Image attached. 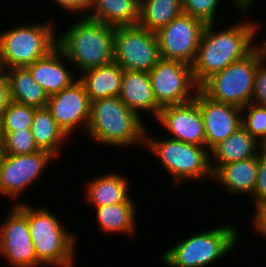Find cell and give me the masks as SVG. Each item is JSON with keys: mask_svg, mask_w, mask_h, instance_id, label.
Instances as JSON below:
<instances>
[{"mask_svg": "<svg viewBox=\"0 0 266 267\" xmlns=\"http://www.w3.org/2000/svg\"><path fill=\"white\" fill-rule=\"evenodd\" d=\"M258 174V156L218 166L212 172V179L223 184L233 193L251 196L255 189Z\"/></svg>", "mask_w": 266, "mask_h": 267, "instance_id": "cell-19", "label": "cell"}, {"mask_svg": "<svg viewBox=\"0 0 266 267\" xmlns=\"http://www.w3.org/2000/svg\"><path fill=\"white\" fill-rule=\"evenodd\" d=\"M27 216L30 235L37 260L51 267H73L76 236L68 233L56 215L50 210L33 208L28 203H16Z\"/></svg>", "mask_w": 266, "mask_h": 267, "instance_id": "cell-4", "label": "cell"}, {"mask_svg": "<svg viewBox=\"0 0 266 267\" xmlns=\"http://www.w3.org/2000/svg\"><path fill=\"white\" fill-rule=\"evenodd\" d=\"M63 10L70 14L84 13V17L89 16L91 0H55ZM85 11V12H84ZM87 13V14H86ZM86 14V15H85Z\"/></svg>", "mask_w": 266, "mask_h": 267, "instance_id": "cell-34", "label": "cell"}, {"mask_svg": "<svg viewBox=\"0 0 266 267\" xmlns=\"http://www.w3.org/2000/svg\"><path fill=\"white\" fill-rule=\"evenodd\" d=\"M139 0H91L89 18L113 27L139 22Z\"/></svg>", "mask_w": 266, "mask_h": 267, "instance_id": "cell-23", "label": "cell"}, {"mask_svg": "<svg viewBox=\"0 0 266 267\" xmlns=\"http://www.w3.org/2000/svg\"><path fill=\"white\" fill-rule=\"evenodd\" d=\"M252 221L254 224L253 228L258 231L257 233H260L262 236L266 237V200H264L255 208Z\"/></svg>", "mask_w": 266, "mask_h": 267, "instance_id": "cell-35", "label": "cell"}, {"mask_svg": "<svg viewBox=\"0 0 266 267\" xmlns=\"http://www.w3.org/2000/svg\"><path fill=\"white\" fill-rule=\"evenodd\" d=\"M221 0H182L183 14L203 21L206 25L214 23ZM219 3V4H218Z\"/></svg>", "mask_w": 266, "mask_h": 267, "instance_id": "cell-31", "label": "cell"}, {"mask_svg": "<svg viewBox=\"0 0 266 267\" xmlns=\"http://www.w3.org/2000/svg\"><path fill=\"white\" fill-rule=\"evenodd\" d=\"M263 148L242 126L210 151V157L214 158L210 159L211 170L213 172L220 165L256 157Z\"/></svg>", "mask_w": 266, "mask_h": 267, "instance_id": "cell-20", "label": "cell"}, {"mask_svg": "<svg viewBox=\"0 0 266 267\" xmlns=\"http://www.w3.org/2000/svg\"><path fill=\"white\" fill-rule=\"evenodd\" d=\"M10 89L9 80L5 72L0 73V119L2 113L6 109L7 105L10 103Z\"/></svg>", "mask_w": 266, "mask_h": 267, "instance_id": "cell-36", "label": "cell"}, {"mask_svg": "<svg viewBox=\"0 0 266 267\" xmlns=\"http://www.w3.org/2000/svg\"><path fill=\"white\" fill-rule=\"evenodd\" d=\"M161 59L156 33L139 24L115 27L113 61L123 70L149 73Z\"/></svg>", "mask_w": 266, "mask_h": 267, "instance_id": "cell-9", "label": "cell"}, {"mask_svg": "<svg viewBox=\"0 0 266 267\" xmlns=\"http://www.w3.org/2000/svg\"><path fill=\"white\" fill-rule=\"evenodd\" d=\"M258 49L208 78L199 89L210 99L239 108L252 103Z\"/></svg>", "mask_w": 266, "mask_h": 267, "instance_id": "cell-8", "label": "cell"}, {"mask_svg": "<svg viewBox=\"0 0 266 267\" xmlns=\"http://www.w3.org/2000/svg\"><path fill=\"white\" fill-rule=\"evenodd\" d=\"M244 114L246 117L243 116ZM242 126L264 146L266 144V107L254 103L245 105L242 108Z\"/></svg>", "mask_w": 266, "mask_h": 267, "instance_id": "cell-30", "label": "cell"}, {"mask_svg": "<svg viewBox=\"0 0 266 267\" xmlns=\"http://www.w3.org/2000/svg\"><path fill=\"white\" fill-rule=\"evenodd\" d=\"M121 101L139 116L141 112L152 111L157 118L161 106L156 102L148 72L123 70Z\"/></svg>", "mask_w": 266, "mask_h": 267, "instance_id": "cell-18", "label": "cell"}, {"mask_svg": "<svg viewBox=\"0 0 266 267\" xmlns=\"http://www.w3.org/2000/svg\"><path fill=\"white\" fill-rule=\"evenodd\" d=\"M252 200L254 209L266 200V151L263 149L258 155V174L253 191Z\"/></svg>", "mask_w": 266, "mask_h": 267, "instance_id": "cell-33", "label": "cell"}, {"mask_svg": "<svg viewBox=\"0 0 266 267\" xmlns=\"http://www.w3.org/2000/svg\"><path fill=\"white\" fill-rule=\"evenodd\" d=\"M4 155H5V153L3 151L2 144H0V167H1V163H2Z\"/></svg>", "mask_w": 266, "mask_h": 267, "instance_id": "cell-39", "label": "cell"}, {"mask_svg": "<svg viewBox=\"0 0 266 267\" xmlns=\"http://www.w3.org/2000/svg\"><path fill=\"white\" fill-rule=\"evenodd\" d=\"M0 226V255L13 267H38L27 216L13 205Z\"/></svg>", "mask_w": 266, "mask_h": 267, "instance_id": "cell-13", "label": "cell"}, {"mask_svg": "<svg viewBox=\"0 0 266 267\" xmlns=\"http://www.w3.org/2000/svg\"><path fill=\"white\" fill-rule=\"evenodd\" d=\"M3 151L7 155H22L40 151L31 130L0 131Z\"/></svg>", "mask_w": 266, "mask_h": 267, "instance_id": "cell-29", "label": "cell"}, {"mask_svg": "<svg viewBox=\"0 0 266 267\" xmlns=\"http://www.w3.org/2000/svg\"><path fill=\"white\" fill-rule=\"evenodd\" d=\"M3 72L2 66H1V62H0V73Z\"/></svg>", "mask_w": 266, "mask_h": 267, "instance_id": "cell-40", "label": "cell"}, {"mask_svg": "<svg viewBox=\"0 0 266 267\" xmlns=\"http://www.w3.org/2000/svg\"><path fill=\"white\" fill-rule=\"evenodd\" d=\"M261 43V44H260ZM256 45V48L258 49L261 59L266 62V40L264 42H260Z\"/></svg>", "mask_w": 266, "mask_h": 267, "instance_id": "cell-38", "label": "cell"}, {"mask_svg": "<svg viewBox=\"0 0 266 267\" xmlns=\"http://www.w3.org/2000/svg\"><path fill=\"white\" fill-rule=\"evenodd\" d=\"M259 24L243 20L220 32H215V23L207 24L191 65L196 85L200 87L212 75L247 56L256 47L254 39L261 28Z\"/></svg>", "mask_w": 266, "mask_h": 267, "instance_id": "cell-1", "label": "cell"}, {"mask_svg": "<svg viewBox=\"0 0 266 267\" xmlns=\"http://www.w3.org/2000/svg\"><path fill=\"white\" fill-rule=\"evenodd\" d=\"M68 61V58L56 46L45 57L38 59L27 68L34 81L44 89L48 96H51L77 80V77L75 78L65 66L64 62Z\"/></svg>", "mask_w": 266, "mask_h": 267, "instance_id": "cell-17", "label": "cell"}, {"mask_svg": "<svg viewBox=\"0 0 266 267\" xmlns=\"http://www.w3.org/2000/svg\"><path fill=\"white\" fill-rule=\"evenodd\" d=\"M54 25L50 21L34 25H17L0 32V62L3 71L27 67L45 57L57 45Z\"/></svg>", "mask_w": 266, "mask_h": 267, "instance_id": "cell-7", "label": "cell"}, {"mask_svg": "<svg viewBox=\"0 0 266 267\" xmlns=\"http://www.w3.org/2000/svg\"><path fill=\"white\" fill-rule=\"evenodd\" d=\"M47 108L68 137L73 135L76 127L82 128L81 130L85 129L86 132L90 118L91 101L80 80L77 79L70 86L49 96Z\"/></svg>", "mask_w": 266, "mask_h": 267, "instance_id": "cell-14", "label": "cell"}, {"mask_svg": "<svg viewBox=\"0 0 266 267\" xmlns=\"http://www.w3.org/2000/svg\"><path fill=\"white\" fill-rule=\"evenodd\" d=\"M115 27L83 17L57 36V47L80 72L113 62Z\"/></svg>", "mask_w": 266, "mask_h": 267, "instance_id": "cell-2", "label": "cell"}, {"mask_svg": "<svg viewBox=\"0 0 266 267\" xmlns=\"http://www.w3.org/2000/svg\"><path fill=\"white\" fill-rule=\"evenodd\" d=\"M9 80L10 99L14 102L35 108L47 107L49 96L34 81L27 67H14L4 70Z\"/></svg>", "mask_w": 266, "mask_h": 267, "instance_id": "cell-24", "label": "cell"}, {"mask_svg": "<svg viewBox=\"0 0 266 267\" xmlns=\"http://www.w3.org/2000/svg\"><path fill=\"white\" fill-rule=\"evenodd\" d=\"M131 197L122 203L95 208L97 222L106 234L114 232L132 236L136 233L137 213Z\"/></svg>", "mask_w": 266, "mask_h": 267, "instance_id": "cell-25", "label": "cell"}, {"mask_svg": "<svg viewBox=\"0 0 266 267\" xmlns=\"http://www.w3.org/2000/svg\"><path fill=\"white\" fill-rule=\"evenodd\" d=\"M252 103L266 107V62L261 59L259 51Z\"/></svg>", "mask_w": 266, "mask_h": 267, "instance_id": "cell-32", "label": "cell"}, {"mask_svg": "<svg viewBox=\"0 0 266 267\" xmlns=\"http://www.w3.org/2000/svg\"><path fill=\"white\" fill-rule=\"evenodd\" d=\"M157 120L172 134L169 138L206 147L204 121L195 99L162 107Z\"/></svg>", "mask_w": 266, "mask_h": 267, "instance_id": "cell-16", "label": "cell"}, {"mask_svg": "<svg viewBox=\"0 0 266 267\" xmlns=\"http://www.w3.org/2000/svg\"><path fill=\"white\" fill-rule=\"evenodd\" d=\"M235 5V8L240 10L242 13L248 11L249 7L252 6L255 0H230Z\"/></svg>", "mask_w": 266, "mask_h": 267, "instance_id": "cell-37", "label": "cell"}, {"mask_svg": "<svg viewBox=\"0 0 266 267\" xmlns=\"http://www.w3.org/2000/svg\"><path fill=\"white\" fill-rule=\"evenodd\" d=\"M1 141H2V136H1V133H0V144H1Z\"/></svg>", "mask_w": 266, "mask_h": 267, "instance_id": "cell-41", "label": "cell"}, {"mask_svg": "<svg viewBox=\"0 0 266 267\" xmlns=\"http://www.w3.org/2000/svg\"><path fill=\"white\" fill-rule=\"evenodd\" d=\"M194 99L203 117L206 148L209 151L242 127L241 108L214 101L200 89L197 90Z\"/></svg>", "mask_w": 266, "mask_h": 267, "instance_id": "cell-15", "label": "cell"}, {"mask_svg": "<svg viewBox=\"0 0 266 267\" xmlns=\"http://www.w3.org/2000/svg\"><path fill=\"white\" fill-rule=\"evenodd\" d=\"M31 132L38 148L49 151L56 157L61 153L63 143L69 138L58 126L47 107L35 109Z\"/></svg>", "mask_w": 266, "mask_h": 267, "instance_id": "cell-26", "label": "cell"}, {"mask_svg": "<svg viewBox=\"0 0 266 267\" xmlns=\"http://www.w3.org/2000/svg\"><path fill=\"white\" fill-rule=\"evenodd\" d=\"M206 24L190 15L181 14L157 33L162 59L192 65Z\"/></svg>", "mask_w": 266, "mask_h": 267, "instance_id": "cell-11", "label": "cell"}, {"mask_svg": "<svg viewBox=\"0 0 266 267\" xmlns=\"http://www.w3.org/2000/svg\"><path fill=\"white\" fill-rule=\"evenodd\" d=\"M181 14L182 0H141L138 24L157 33Z\"/></svg>", "mask_w": 266, "mask_h": 267, "instance_id": "cell-27", "label": "cell"}, {"mask_svg": "<svg viewBox=\"0 0 266 267\" xmlns=\"http://www.w3.org/2000/svg\"><path fill=\"white\" fill-rule=\"evenodd\" d=\"M35 107L10 101L0 119V131L31 130Z\"/></svg>", "mask_w": 266, "mask_h": 267, "instance_id": "cell-28", "label": "cell"}, {"mask_svg": "<svg viewBox=\"0 0 266 267\" xmlns=\"http://www.w3.org/2000/svg\"><path fill=\"white\" fill-rule=\"evenodd\" d=\"M145 132V144L172 176L175 185L187 180H212L210 151L206 147L185 143L172 138H155ZM208 177V178H207Z\"/></svg>", "mask_w": 266, "mask_h": 267, "instance_id": "cell-5", "label": "cell"}, {"mask_svg": "<svg viewBox=\"0 0 266 267\" xmlns=\"http://www.w3.org/2000/svg\"><path fill=\"white\" fill-rule=\"evenodd\" d=\"M54 157L45 150L22 155L5 154L0 167V195L20 197L39 179Z\"/></svg>", "mask_w": 266, "mask_h": 267, "instance_id": "cell-12", "label": "cell"}, {"mask_svg": "<svg viewBox=\"0 0 266 267\" xmlns=\"http://www.w3.org/2000/svg\"><path fill=\"white\" fill-rule=\"evenodd\" d=\"M238 232L234 226L223 225L190 235L167 249L162 262L169 267H206L233 251Z\"/></svg>", "mask_w": 266, "mask_h": 267, "instance_id": "cell-6", "label": "cell"}, {"mask_svg": "<svg viewBox=\"0 0 266 267\" xmlns=\"http://www.w3.org/2000/svg\"><path fill=\"white\" fill-rule=\"evenodd\" d=\"M127 178L108 173L89 180L85 188L86 200L95 208L125 202L130 196Z\"/></svg>", "mask_w": 266, "mask_h": 267, "instance_id": "cell-22", "label": "cell"}, {"mask_svg": "<svg viewBox=\"0 0 266 267\" xmlns=\"http://www.w3.org/2000/svg\"><path fill=\"white\" fill-rule=\"evenodd\" d=\"M149 75L153 95L161 107L190 102L199 89L191 65L181 61L161 59Z\"/></svg>", "mask_w": 266, "mask_h": 267, "instance_id": "cell-10", "label": "cell"}, {"mask_svg": "<svg viewBox=\"0 0 266 267\" xmlns=\"http://www.w3.org/2000/svg\"><path fill=\"white\" fill-rule=\"evenodd\" d=\"M141 119L119 96L99 99L91 102L86 133L108 147H129L134 143L144 145L146 128Z\"/></svg>", "mask_w": 266, "mask_h": 267, "instance_id": "cell-3", "label": "cell"}, {"mask_svg": "<svg viewBox=\"0 0 266 267\" xmlns=\"http://www.w3.org/2000/svg\"><path fill=\"white\" fill-rule=\"evenodd\" d=\"M82 73L84 75L78 79L83 83L91 102L120 95L123 69L114 61Z\"/></svg>", "mask_w": 266, "mask_h": 267, "instance_id": "cell-21", "label": "cell"}]
</instances>
